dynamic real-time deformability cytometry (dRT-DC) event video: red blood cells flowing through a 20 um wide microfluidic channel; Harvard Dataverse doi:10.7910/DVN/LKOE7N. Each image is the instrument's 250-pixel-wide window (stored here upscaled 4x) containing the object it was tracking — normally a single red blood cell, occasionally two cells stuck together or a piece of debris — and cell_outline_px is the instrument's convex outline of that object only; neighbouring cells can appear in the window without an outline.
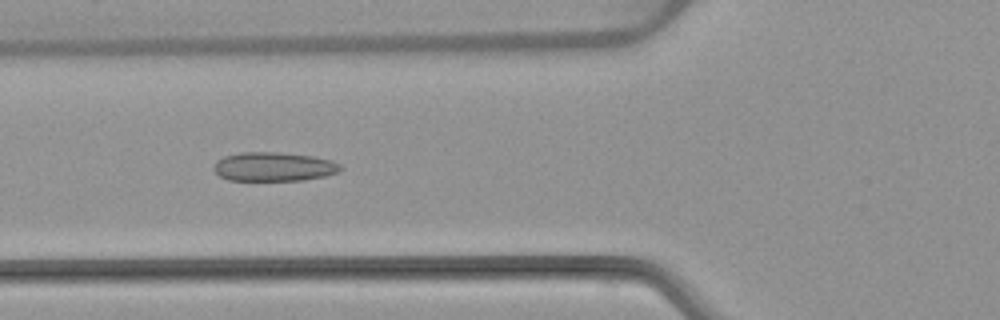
{"species": "common noctule bat (a hibernating species)", "species_latin": "Nyctalus noctula", "temperature_condition": "warm", "stored_images_in_passage": 6, "camera_frame_rate_fps": 3000, "um_per_image_px": 0.085, "animal": {"sex": "female", "body_mass_g": 22.7, "forearm_length_mm": 54.2}, "frame": {"image": 1, "passage_image": 6, "time_ms": 6.0, "image_size_px": [1000, 320], "cell_outline_px": [[344, 168], [340, 172], [324, 176], [304, 180], [228, 180], [220, 176], [212, 168], [216, 160], [224, 156], [240, 152], [280, 152], [312, 156], [332, 160], [340, 164]], "centroid_in_image_um": [23.28, 14.16], "position_along_channel_um": 102.5, "area_um2": 21.62}}